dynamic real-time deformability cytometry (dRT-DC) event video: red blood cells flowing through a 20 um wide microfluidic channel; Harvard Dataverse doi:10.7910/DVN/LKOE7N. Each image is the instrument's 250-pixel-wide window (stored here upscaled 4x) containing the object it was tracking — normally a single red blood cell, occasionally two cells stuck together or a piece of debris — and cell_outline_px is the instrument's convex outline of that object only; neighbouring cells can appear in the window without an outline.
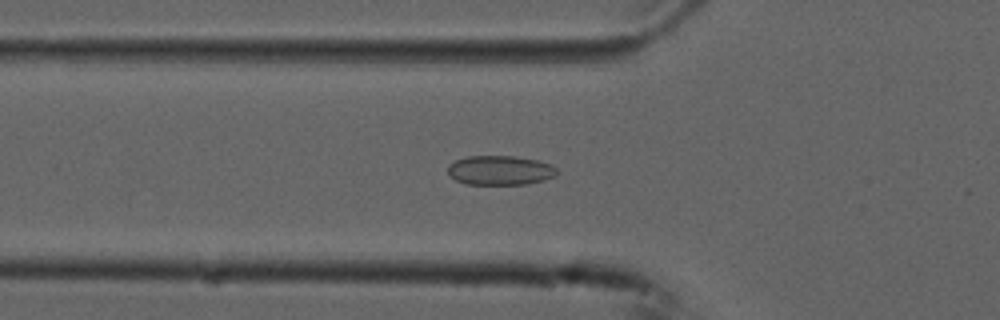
{"species": "common noctule bat (a hibernating species)", "species_latin": "Nyctalus noctula", "temperature_condition": "cold", "stored_images_in_passage": 55, "camera_frame_rate_fps": 3000, "um_per_image_px": 0.085, "animal": {"sex": "male", "forearm_length_mm": 52.5}, "frame": {"image": 1, "passage_image": 19, "time_ms": 6.0, "image_size_px": [1000, 320], "cell_outline_px": [[556, 176], [544, 180], [528, 184], [464, 184], [456, 180], [448, 172], [448, 164], [456, 160], [468, 156], [512, 156], [536, 160], [552, 164], [556, 168]], "centroid_in_image_um": [42.51, 14.48], "position_along_channel_um": 83.3, "area_um2": 18.67}}
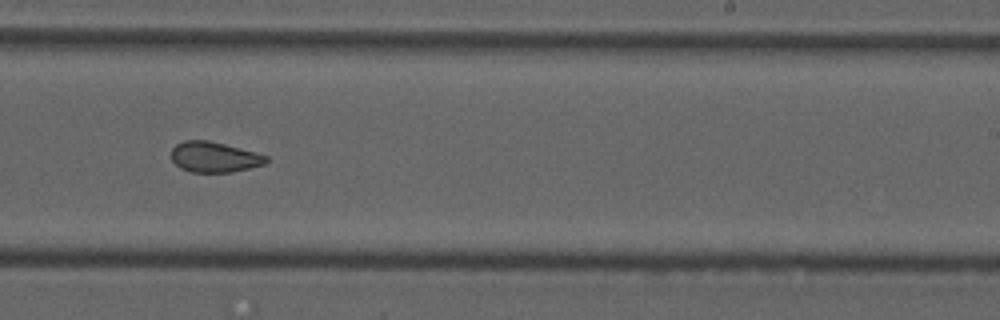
{"frame": {"image": 2, "passage_image": 34, "time_ms": 11.0, "image_size_px": [1000, 320], "cell_outline_px": [[268, 160], [264, 164], [232, 172], [192, 172], [180, 168], [172, 160], [172, 148], [176, 144], [184, 140], [208, 140], [256, 152], [268, 156]], "centroid_in_image_um": [18.21, 13.34], "position_along_channel_um": 270.8, "area_um2": 16.76}}
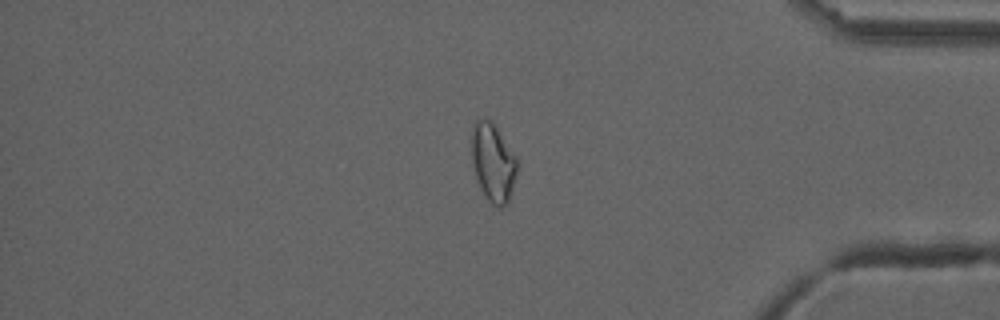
{"frame": {"image": 3, "passage_image": 46, "time_ms": 15.0, "image_size_px": [1000, 320], "cell_outline_px": [[516, 172], [512, 188], [508, 200], [500, 208], [496, 208], [488, 200], [476, 176], [472, 160], [472, 132], [476, 120], [492, 120], [516, 156]], "centroid_in_image_um": [41.91, 13.79], "position_along_channel_um": 393.3, "area_um2": 20.11}, "authors_computed_cell_mechanics": {"area_um2": 20.1144, "velocity_mm_per_s": 3.7495, "shape_relaxation_time_tau1_ms": null, "shape_relaxation_time_tau2_ms": 1.9887, "deformation_change_tau1": null, "deformation_change_tau2": 0.0567}}